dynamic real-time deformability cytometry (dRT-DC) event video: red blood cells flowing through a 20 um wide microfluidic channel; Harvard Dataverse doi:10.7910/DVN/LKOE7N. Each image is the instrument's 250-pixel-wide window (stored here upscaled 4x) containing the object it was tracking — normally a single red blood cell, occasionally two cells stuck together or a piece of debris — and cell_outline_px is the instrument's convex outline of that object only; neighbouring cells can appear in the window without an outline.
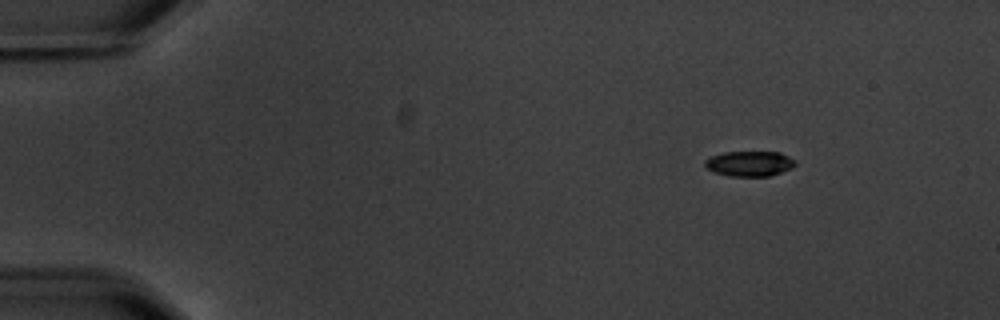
{"species": "common noctule bat (a hibernating species)", "species_latin": "Nyctalus noctula", "temperature_condition": "warm", "stored_images_in_passage": 3, "camera_frame_rate_fps": 3000, "um_per_image_px": 0.085, "animal": {"sex": "male", "body_mass_g": 20.1, "forearm_length_mm": 53.5}, "frame": {"image": 1, "passage_image": 1, "time_ms": 0.0, "image_size_px": [1000, 320], "cell_outline_px": [[796, 164], [792, 168], [768, 176], [728, 176], [716, 172], [708, 168], [704, 164], [704, 160], [712, 156], [724, 152], [780, 152], [796, 160]], "centroid_in_image_um": [63.73, 13.9], "position_along_channel_um": 21.3, "area_um2": 13.18}}
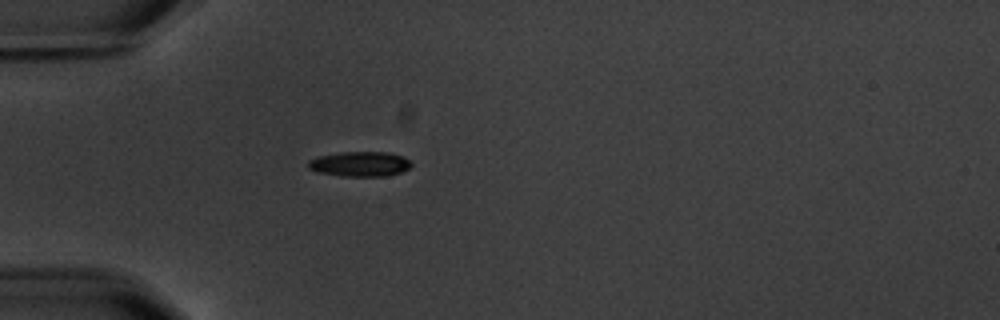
{"frame": {"image": 2, "passage_image": 3, "time_ms": 3.333, "image_size_px": [1000, 320], "cell_outline_px": [[412, 164], [408, 168], [400, 172], [384, 176], [344, 176], [316, 172], [308, 168], [308, 160], [316, 156], [340, 152], [388, 152], [404, 156]], "centroid_in_image_um": [30.55, 13.93], "position_along_channel_um": 54.5, "area_um2": 15.03}}